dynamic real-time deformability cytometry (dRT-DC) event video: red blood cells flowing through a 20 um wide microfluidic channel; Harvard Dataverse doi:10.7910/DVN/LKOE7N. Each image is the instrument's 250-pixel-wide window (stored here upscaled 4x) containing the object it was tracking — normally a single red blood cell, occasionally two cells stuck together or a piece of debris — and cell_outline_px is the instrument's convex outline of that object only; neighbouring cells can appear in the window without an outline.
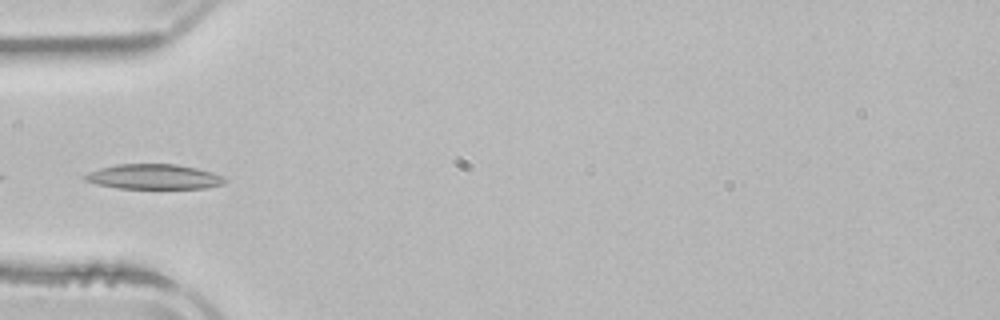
{"species": "common noctule bat (a hibernating species)", "species_latin": "Nyctalus noctula", "temperature_condition": "room temperature", "stored_images_in_passage": 5, "camera_frame_rate_fps": 3000, "um_per_image_px": 0.085, "animal": {"sex": "male", "body_mass_g": 21.5, "forearm_length_mm": 52.0}, "frame": {"image": 1, "passage_image": 4, "time_ms": 3.667, "image_size_px": [1000, 320], "cell_outline_px": [[228, 180], [224, 184], [204, 188], [120, 188], [96, 184], [84, 180], [84, 176], [88, 172], [100, 168], [116, 164], [176, 164], [196, 168], [212, 172], [224, 176]], "centroid_in_image_um": [13.1, 15.02], "position_along_channel_um": 71.9, "area_um2": 20.35}}
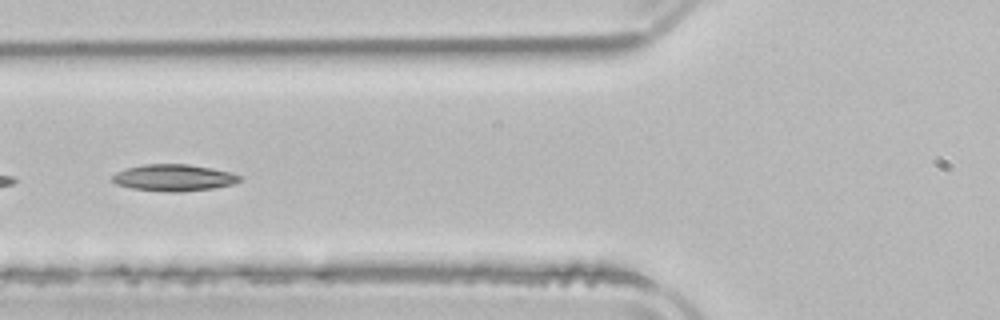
{"frame": {"image": 2, "passage_image": 5, "time_ms": 4.667, "image_size_px": [1000, 320], "cell_outline_px": [[244, 176], [240, 180], [232, 184], [212, 188], [180, 192], [172, 192], [132, 188], [116, 184], [112, 180], [112, 176], [116, 172], [128, 168], [144, 164], [188, 164], [212, 168], [232, 172]], "centroid_in_image_um": [14.8, 15.1], "position_along_channel_um": 111.0, "area_um2": 19.71}}